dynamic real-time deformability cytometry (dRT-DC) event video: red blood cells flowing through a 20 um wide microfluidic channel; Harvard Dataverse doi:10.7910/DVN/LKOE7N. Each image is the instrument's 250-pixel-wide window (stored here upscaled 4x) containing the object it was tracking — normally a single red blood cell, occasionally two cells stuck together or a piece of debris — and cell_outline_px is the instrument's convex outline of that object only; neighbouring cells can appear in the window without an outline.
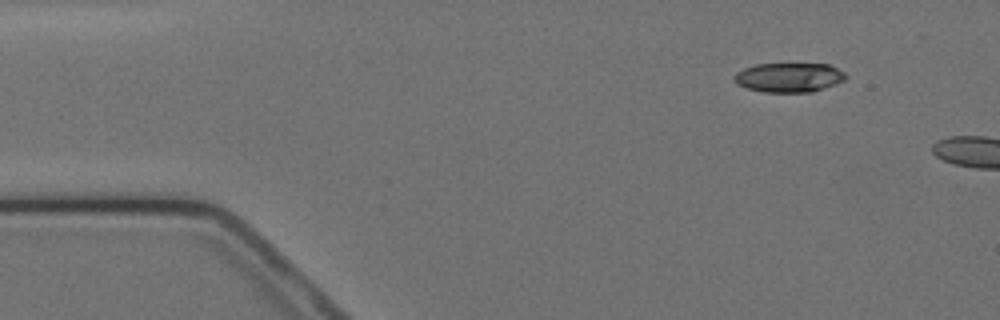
{"species": "Egyptian fruit bat (a non-hibernating species)", "species_latin": "Rousettus aegyptiacus", "temperature_condition": "cold", "stored_images_in_passage": 6, "camera_frame_rate_fps": 3000, "um_per_image_px": 0.085, "animal": {"sex": "female"}, "frame": {"image": 1, "passage_image": 1, "time_ms": 0.0, "image_size_px": [1000, 320], "cell_outline_px": [[848, 76], [844, 80], [836, 84], [812, 92], [764, 92], [748, 88], [736, 84], [732, 76], [736, 72], [744, 68], [756, 64], [828, 64], [844, 72]], "centroid_in_image_um": [67.05, 6.58], "position_along_channel_um": 18.0, "area_um2": 19.13}}
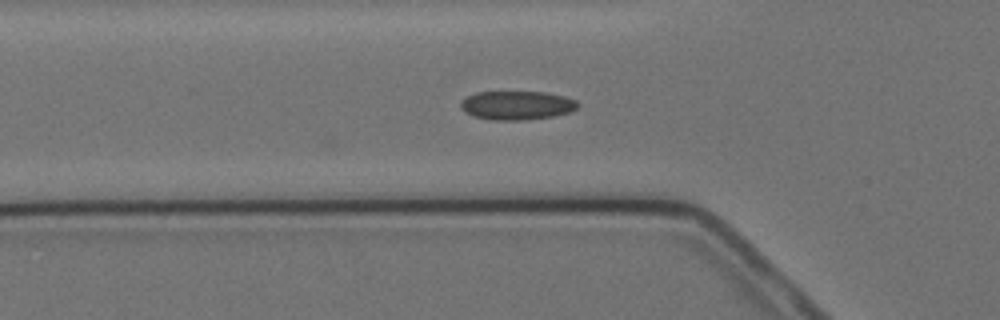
{"frame": {"image": 2, "passage_image": 6, "time_ms": 6.667, "image_size_px": [1000, 320], "cell_outline_px": [[580, 104], [572, 112], [552, 116], [524, 120], [492, 120], [476, 116], [460, 108], [460, 104], [468, 96], [476, 92], [548, 92], [564, 96], [576, 100]], "centroid_in_image_um": [43.99, 8.95], "position_along_channel_um": 81.8, "area_um2": 19.54}}